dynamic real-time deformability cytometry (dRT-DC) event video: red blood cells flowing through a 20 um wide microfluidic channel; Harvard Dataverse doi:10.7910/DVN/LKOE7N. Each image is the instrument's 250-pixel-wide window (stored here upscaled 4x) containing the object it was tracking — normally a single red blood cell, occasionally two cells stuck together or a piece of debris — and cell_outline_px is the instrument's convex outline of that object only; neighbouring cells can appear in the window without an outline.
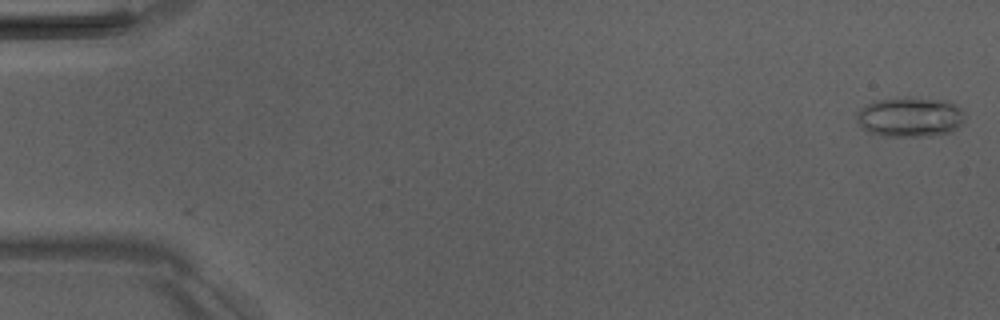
{"species": "Egyptian fruit bat (a non-hibernating species)", "species_latin": "Rousettus aegyptiacus", "temperature_condition": "room temperature", "stored_images_in_passage": 5, "camera_frame_rate_fps": 3000, "um_per_image_px": 0.085, "animal": {"sex": "male"}, "frame": {"image": 1, "passage_image": 1, "time_ms": 0.0, "image_size_px": [1000, 320], "cell_outline_px": [[964, 120], [952, 132], [932, 136], [880, 136], [868, 132], [856, 120], [856, 112], [860, 108], [876, 100], [896, 96], [908, 96], [948, 100], [964, 108]], "centroid_in_image_um": [77.37, 9.92], "position_along_channel_um": 7.6, "area_um2": 25.89}}